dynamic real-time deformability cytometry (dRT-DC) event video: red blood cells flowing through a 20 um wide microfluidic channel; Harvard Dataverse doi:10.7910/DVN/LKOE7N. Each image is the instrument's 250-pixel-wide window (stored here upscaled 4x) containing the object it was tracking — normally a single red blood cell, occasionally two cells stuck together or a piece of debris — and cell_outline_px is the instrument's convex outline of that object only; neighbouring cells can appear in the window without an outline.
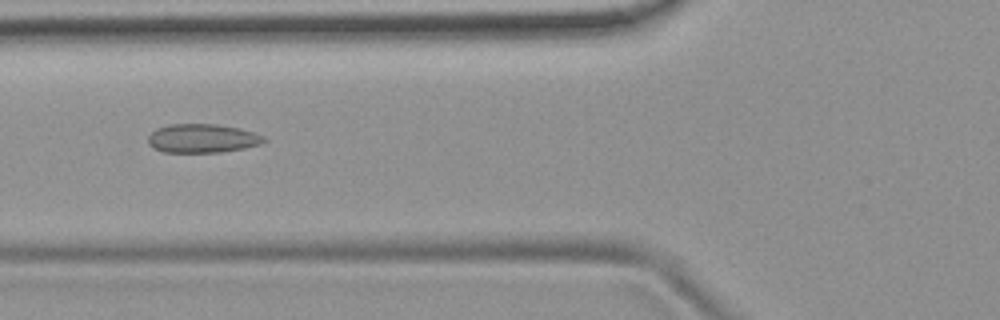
{"species": "common noctule bat (a hibernating species)", "species_latin": "Nyctalus noctula", "temperature_condition": "room temperature", "stored_images_in_passage": 8, "camera_frame_rate_fps": 3000, "um_per_image_px": 0.085, "animal": {"sex": "female", "body_mass_g": 19.9}, "frame": {"image": 1, "passage_image": 5, "time_ms": 6.333, "image_size_px": [1000, 320], "cell_outline_px": [[268, 140], [260, 144], [244, 148], [220, 152], [164, 152], [152, 148], [148, 144], [148, 136], [156, 128], [168, 124], [216, 124], [240, 128], [264, 136]], "centroid_in_image_um": [17.18, 11.76], "position_along_channel_um": 108.6, "area_um2": 19.54}}
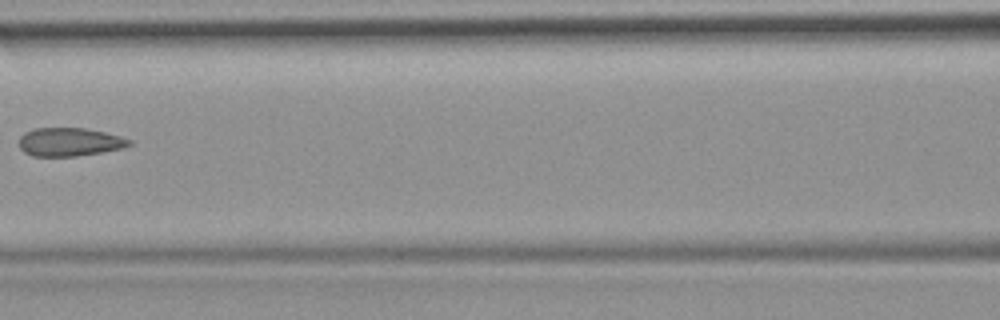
{"frame": {"image": 2, "passage_image": 6, "time_ms": 7.667, "image_size_px": [1000, 320], "cell_outline_px": [[132, 144], [124, 148], [76, 156], [32, 156], [24, 152], [20, 148], [20, 136], [24, 132], [36, 128], [84, 128], [104, 132], [120, 136], [132, 140]], "centroid_in_image_um": [5.91, 12.06], "position_along_channel_um": 160.7, "area_um2": 18.21}}
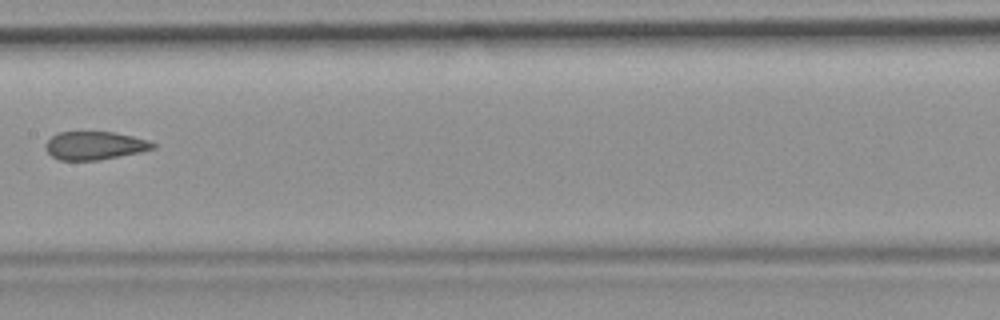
{"frame": {"image": 3, "passage_image": 7, "time_ms": 8.667, "image_size_px": [1000, 320], "cell_outline_px": [[156, 148], [140, 152], [96, 160], [60, 160], [52, 156], [44, 148], [44, 144], [56, 132], [112, 132], [132, 136], [148, 140], [156, 144]], "centroid_in_image_um": [8.03, 12.37], "position_along_channel_um": 199.4, "area_um2": 17.57}}